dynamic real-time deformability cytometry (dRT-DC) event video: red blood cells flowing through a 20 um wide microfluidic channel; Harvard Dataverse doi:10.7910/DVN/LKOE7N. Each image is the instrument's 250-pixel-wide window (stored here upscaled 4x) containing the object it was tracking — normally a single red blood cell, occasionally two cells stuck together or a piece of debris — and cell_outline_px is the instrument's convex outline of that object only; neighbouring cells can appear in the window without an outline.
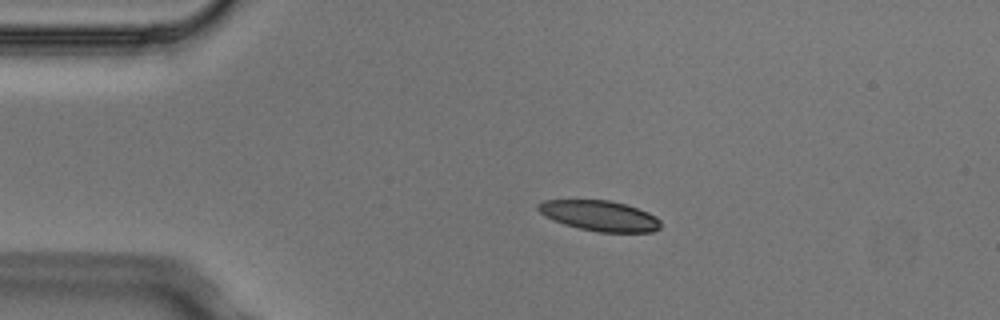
{"species": "Egyptian fruit bat (a non-hibernating species)", "species_latin": "Rousettus aegyptiacus", "temperature_condition": "cold", "stored_images_in_passage": 2, "camera_frame_rate_fps": 3000, "um_per_image_px": 0.085, "animal": {"sex": "male"}, "frame": {"image": 1, "passage_image": 1, "time_ms": 0.0, "image_size_px": [1000, 320], "cell_outline_px": [[660, 228], [652, 232], [596, 232], [564, 224], [552, 220], [540, 212], [536, 208], [536, 204], [544, 200], [608, 200], [624, 204], [648, 212], [656, 216], [660, 220]], "centroid_in_image_um": [50.96, 18.34], "position_along_channel_um": 34.0, "area_um2": 21.68}}